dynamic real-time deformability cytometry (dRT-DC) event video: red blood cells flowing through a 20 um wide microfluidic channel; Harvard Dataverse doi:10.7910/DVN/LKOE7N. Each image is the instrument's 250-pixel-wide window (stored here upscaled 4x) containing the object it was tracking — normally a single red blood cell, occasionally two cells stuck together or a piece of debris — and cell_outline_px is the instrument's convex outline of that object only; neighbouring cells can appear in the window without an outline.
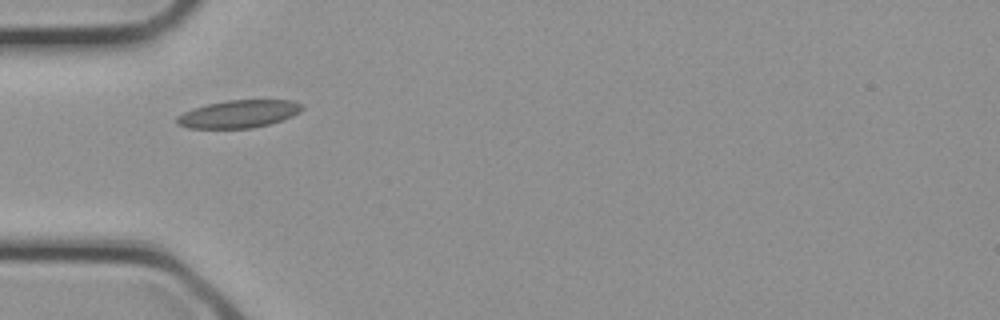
{"species": "common noctule bat (a hibernating species)", "species_latin": "Nyctalus noctula", "temperature_condition": "cold", "stored_images_in_passage": 14, "camera_frame_rate_fps": 3000, "um_per_image_px": 0.085, "animal": {"sex": "female", "body_mass_g": 21.9}, "frame": {"image": 1, "passage_image": 1, "time_ms": 0.0, "image_size_px": [1000, 320], "cell_outline_px": [[304, 108], [300, 112], [292, 116], [268, 124], [252, 128], [188, 128], [176, 124], [176, 116], [192, 108], [208, 104], [228, 100], [292, 100], [304, 104]], "centroid_in_image_um": [20.29, 9.68], "position_along_channel_um": 64.7, "area_um2": 20.23}}
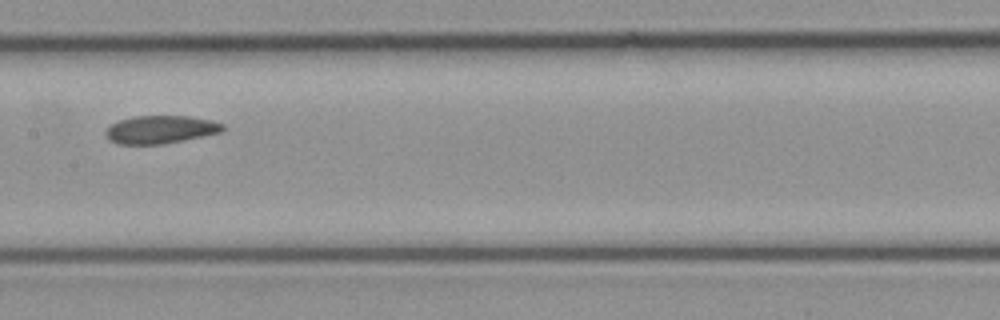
{"frame": {"image": 2, "passage_image": 7, "time_ms": 2.0, "image_size_px": [1000, 320], "cell_outline_px": [[228, 128], [220, 132], [204, 136], [164, 144], [116, 144], [108, 140], [104, 132], [112, 124], [120, 120], [136, 116], [188, 116], [212, 120], [224, 124]], "centroid_in_image_um": [13.67, 11.01], "position_along_channel_um": 193.7, "area_um2": 19.19}}
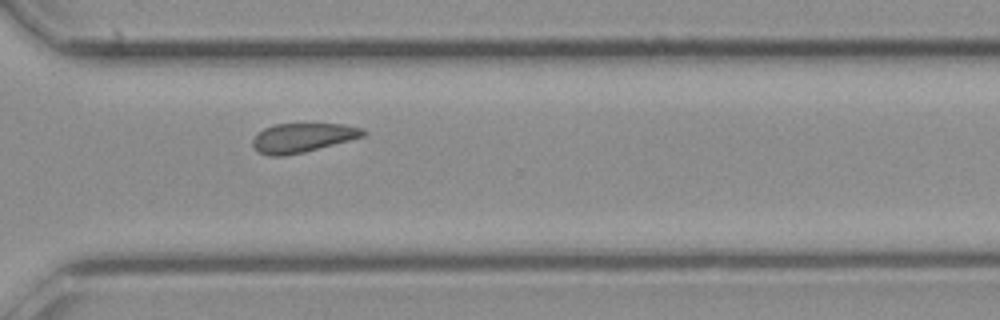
{"frame": {"image": 3, "passage_image": 14, "time_ms": 4.333, "image_size_px": [1000, 320], "cell_outline_px": [[368, 132], [364, 136], [304, 152], [284, 156], [268, 156], [256, 152], [252, 148], [252, 140], [256, 132], [264, 128], [276, 124], [344, 124], [364, 128]], "centroid_in_image_um": [25.67, 11.71], "position_along_channel_um": 344.9, "area_um2": 19.02}}